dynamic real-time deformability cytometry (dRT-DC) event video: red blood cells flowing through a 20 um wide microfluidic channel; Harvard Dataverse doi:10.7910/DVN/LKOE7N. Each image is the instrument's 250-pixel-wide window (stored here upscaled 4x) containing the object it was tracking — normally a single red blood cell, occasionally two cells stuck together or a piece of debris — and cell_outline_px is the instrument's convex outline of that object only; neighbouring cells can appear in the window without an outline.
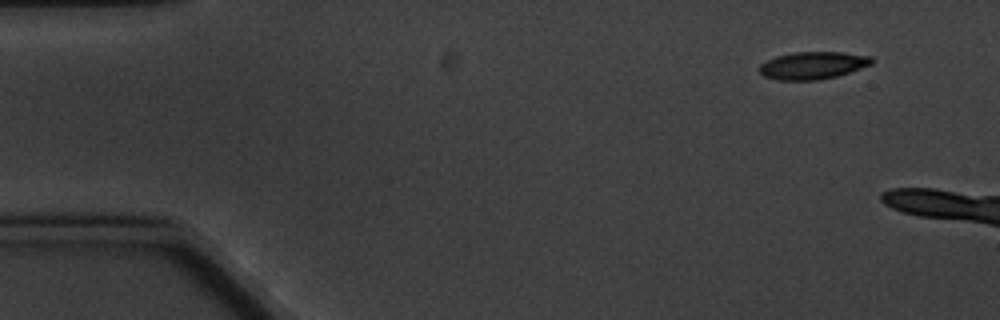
{"species": "common noctule bat (a hibernating species)", "species_latin": "Nyctalus noctula", "temperature_condition": "cold", "stored_images_in_passage": 4, "camera_frame_rate_fps": 3000, "um_per_image_px": 0.085, "animal": {"sex": "male", "body_mass_g": 20.1, "forearm_length_mm": 53.5}, "frame": {"image": 1, "passage_image": 1, "time_ms": 0.0, "image_size_px": [1000, 320], "cell_outline_px": [[872, 64], [836, 76], [816, 80], [776, 80], [764, 76], [760, 72], [760, 64], [776, 56], [792, 52], [844, 52], [872, 56]], "centroid_in_image_um": [69.08, 5.55], "position_along_channel_um": 15.9, "area_um2": 17.86}}